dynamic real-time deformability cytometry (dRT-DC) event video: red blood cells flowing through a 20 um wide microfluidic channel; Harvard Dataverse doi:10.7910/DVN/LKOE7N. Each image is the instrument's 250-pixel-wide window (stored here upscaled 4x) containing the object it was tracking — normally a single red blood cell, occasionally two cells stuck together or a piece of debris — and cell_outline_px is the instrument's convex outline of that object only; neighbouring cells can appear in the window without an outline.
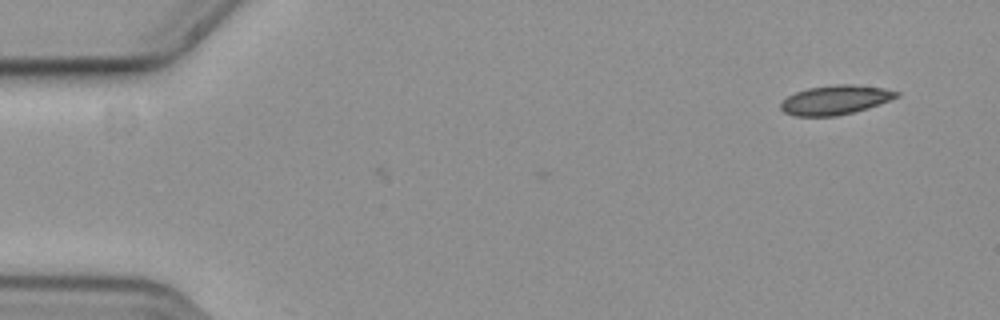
{"species": "common noctule bat (a hibernating species)", "species_latin": "Nyctalus noctula", "temperature_condition": "cold", "stored_images_in_passage": 3, "camera_frame_rate_fps": 3000, "um_per_image_px": 0.085, "animal": {"sex": "female", "body_mass_g": 19.3, "forearm_length_mm": 54.1}, "frame": {"image": 1, "passage_image": 1, "time_ms": 0.0, "image_size_px": [1000, 320], "cell_outline_px": [[900, 96], [868, 108], [836, 116], [796, 116], [784, 112], [780, 108], [780, 104], [788, 96], [796, 92], [808, 88], [836, 84], [852, 84], [884, 88], [900, 92]], "centroid_in_image_um": [71.01, 8.49], "position_along_channel_um": 14.0, "area_um2": 19.65}}